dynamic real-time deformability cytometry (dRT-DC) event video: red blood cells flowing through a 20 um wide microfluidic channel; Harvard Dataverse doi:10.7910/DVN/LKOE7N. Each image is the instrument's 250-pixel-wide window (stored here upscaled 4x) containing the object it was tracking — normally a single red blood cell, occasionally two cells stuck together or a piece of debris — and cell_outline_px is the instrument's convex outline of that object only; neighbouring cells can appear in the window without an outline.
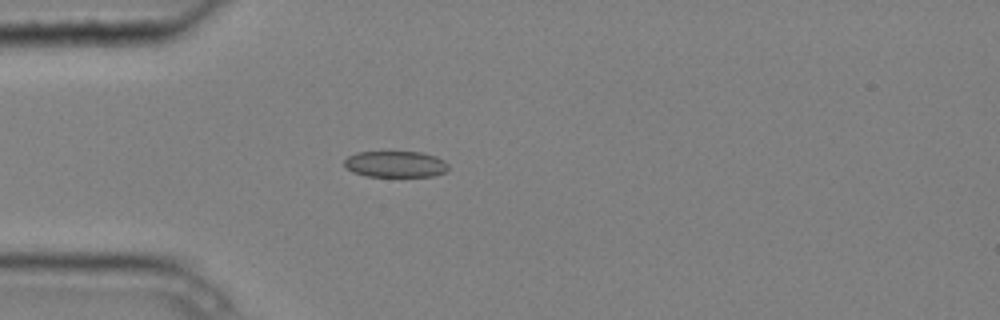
{"species": "common noctule bat (a hibernating species)", "species_latin": "Nyctalus noctula", "temperature_condition": "cold", "stored_images_in_passage": 4, "camera_frame_rate_fps": 3000, "um_per_image_px": 0.085, "animal": {"sex": "male", "body_mass_g": 20.4}, "frame": {"image": 1, "passage_image": 4, "time_ms": 1.0, "image_size_px": [1000, 320], "cell_outline_px": [[448, 168], [444, 172], [432, 176], [368, 176], [352, 172], [344, 164], [344, 160], [348, 156], [356, 152], [424, 152], [436, 156], [444, 160], [448, 164]], "centroid_in_image_um": [33.62, 13.94], "position_along_channel_um": 51.4, "area_um2": 15.9}}